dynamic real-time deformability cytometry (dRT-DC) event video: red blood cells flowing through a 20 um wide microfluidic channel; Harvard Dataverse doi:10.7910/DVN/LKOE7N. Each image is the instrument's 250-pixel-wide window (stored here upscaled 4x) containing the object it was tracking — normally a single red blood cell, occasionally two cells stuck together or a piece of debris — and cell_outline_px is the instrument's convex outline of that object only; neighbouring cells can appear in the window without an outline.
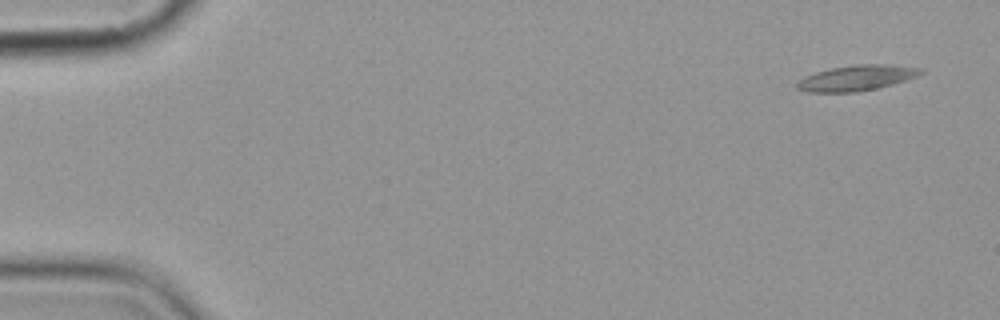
{"species": "common noctule bat (a hibernating species)", "species_latin": "Nyctalus noctula", "temperature_condition": "cold", "stored_images_in_passage": 6, "camera_frame_rate_fps": 3000, "um_per_image_px": 0.085, "animal": {"sex": "female", "body_mass_g": 19.9}, "frame": {"image": 1, "passage_image": 6, "time_ms": 6.0, "image_size_px": [1000, 320], "cell_outline_px": [[924, 72], [916, 76], [892, 84], [876, 88], [856, 92], [808, 92], [796, 88], [796, 84], [804, 76], [816, 72], [832, 68], [856, 64], [888, 64], [924, 68]], "centroid_in_image_um": [72.81, 6.62], "position_along_channel_um": 12.2, "area_um2": 18.26}}